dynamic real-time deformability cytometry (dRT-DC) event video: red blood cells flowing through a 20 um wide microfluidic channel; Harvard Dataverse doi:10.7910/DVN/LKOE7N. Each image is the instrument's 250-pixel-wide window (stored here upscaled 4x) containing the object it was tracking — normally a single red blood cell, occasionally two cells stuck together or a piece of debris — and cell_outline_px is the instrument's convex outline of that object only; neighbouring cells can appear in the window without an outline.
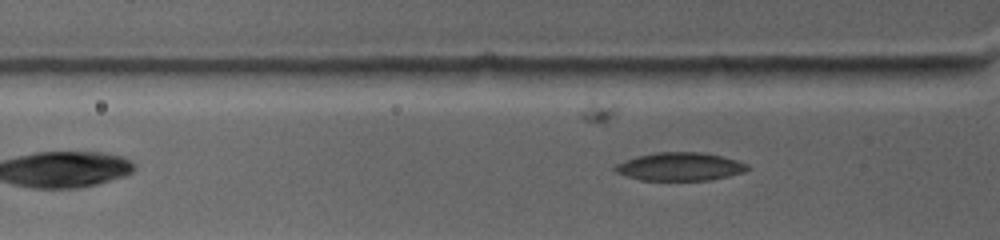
{"species": "common noctule bat (a hibernating species)", "species_latin": "Nyctalus noctula", "temperature_condition": "warm", "stored_images_in_passage": 2, "camera_frame_rate_fps": 4500, "um_per_image_px": 0.085, "animal": {"sex": "female", "body_mass_g": 19.0, "forearm_length_mm": 53.3}, "frame": {"image": 1, "passage_image": 2, "time_ms": 1.111, "image_size_px": [1000, 240], "cell_outline_px": [[752, 168], [744, 172], [712, 180], [640, 180], [616, 172], [612, 168], [616, 164], [624, 160], [636, 156], [656, 152], [704, 152], [724, 156], [748, 164]], "centroid_in_image_um": [57.82, 14.15], "position_along_channel_um": 68.0, "area_um2": 21.96}}